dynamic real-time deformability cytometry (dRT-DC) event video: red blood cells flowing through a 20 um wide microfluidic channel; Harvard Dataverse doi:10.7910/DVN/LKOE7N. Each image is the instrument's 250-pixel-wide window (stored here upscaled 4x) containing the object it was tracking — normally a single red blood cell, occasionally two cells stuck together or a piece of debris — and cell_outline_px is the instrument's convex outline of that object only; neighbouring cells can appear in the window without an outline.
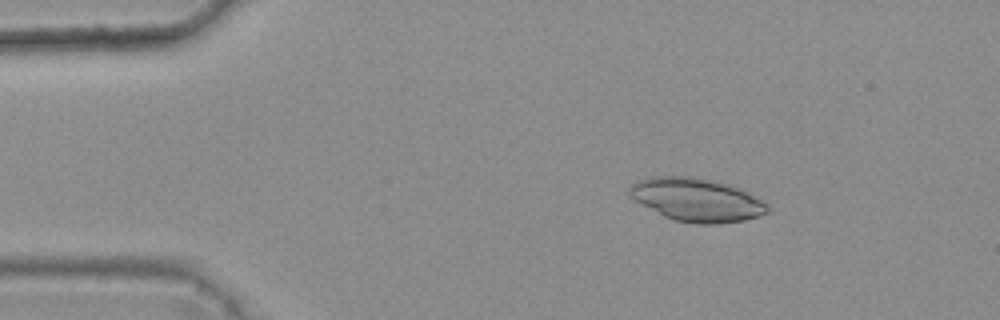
{"species": "common noctule bat (a hibernating species)", "species_latin": "Nyctalus noctula", "temperature_condition": "warm", "stored_images_in_passage": 5, "camera_frame_rate_fps": 3000, "um_per_image_px": 0.085, "animal": {"sex": "female", "body_mass_g": 25.1}, "frame": {"image": 1, "passage_image": 3, "time_ms": 0.667, "image_size_px": [1000, 320], "cell_outline_px": [[768, 212], [760, 216], [744, 220], [716, 224], [696, 224], [676, 220], [664, 216], [632, 200], [628, 196], [628, 188], [636, 180], [648, 176], [692, 176], [712, 180], [740, 188], [764, 200], [768, 204]], "centroid_in_image_um": [59.18, 16.97], "position_along_channel_um": 25.8, "area_um2": 35.2}}